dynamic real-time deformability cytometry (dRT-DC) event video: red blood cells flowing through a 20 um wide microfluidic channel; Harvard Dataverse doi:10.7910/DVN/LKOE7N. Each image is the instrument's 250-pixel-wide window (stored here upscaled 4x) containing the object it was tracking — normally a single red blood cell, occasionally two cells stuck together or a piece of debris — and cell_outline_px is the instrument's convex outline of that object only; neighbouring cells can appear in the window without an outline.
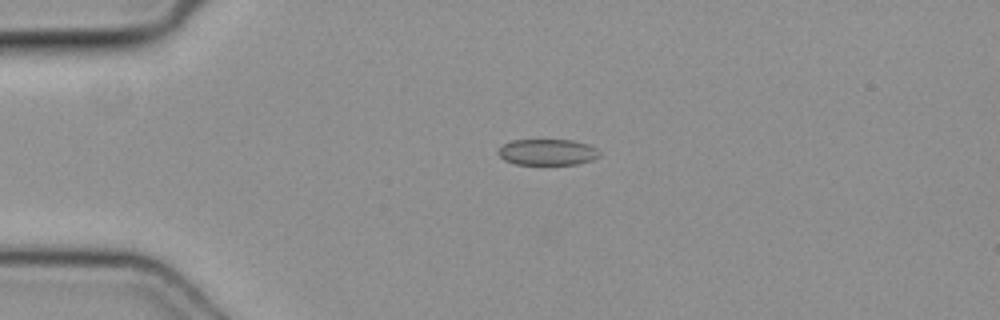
{"species": "common noctule bat (a hibernating species)", "species_latin": "Nyctalus noctula", "temperature_condition": "cold", "stored_images_in_passage": 34, "camera_frame_rate_fps": 3000, "um_per_image_px": 0.085, "animal": {"sex": "female", "body_mass_g": 19.3, "forearm_length_mm": 54.1}, "frame": {"image": 1, "passage_image": 1, "time_ms": 0.0, "image_size_px": [1000, 320], "cell_outline_px": [[600, 156], [592, 160], [576, 164], [516, 164], [504, 160], [496, 152], [504, 144], [512, 140], [572, 140], [588, 144], [596, 148], [600, 152]], "centroid_in_image_um": [46.54, 12.93], "position_along_channel_um": 38.5, "area_um2": 15.37}}
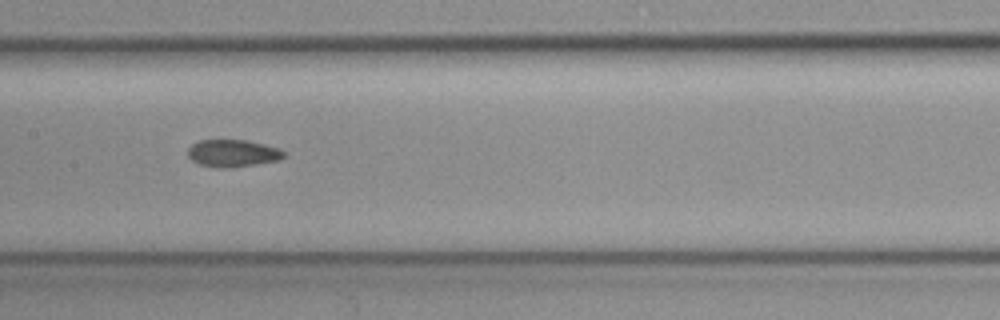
{"frame": {"image": 2, "passage_image": 14, "time_ms": 4.333, "image_size_px": [1000, 320], "cell_outline_px": [[284, 156], [280, 160], [256, 164], [228, 168], [216, 168], [200, 164], [192, 160], [188, 156], [188, 148], [192, 144], [200, 140], [248, 140], [280, 148], [284, 152]], "centroid_in_image_um": [19.79, 13.02], "position_along_channel_um": 187.6, "area_um2": 15.32}}
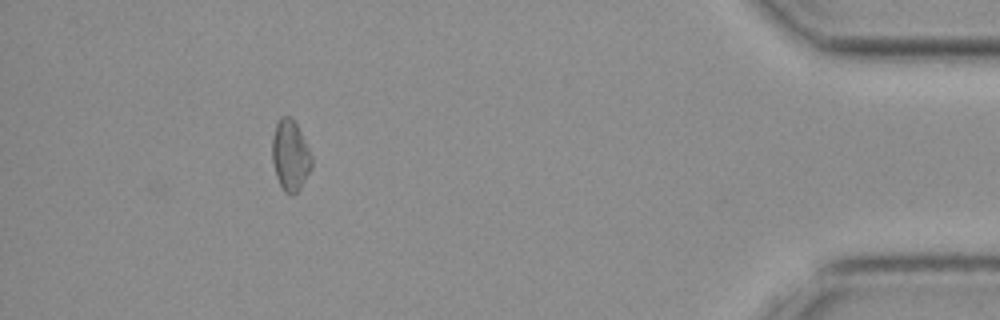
{"frame": {"image": 3, "passage_image": 34, "time_ms": 11.0, "image_size_px": [1000, 320], "cell_outline_px": [[312, 168], [300, 188], [292, 196], [284, 192], [276, 176], [272, 160], [272, 136], [276, 124], [280, 116], [292, 116], [312, 156]], "centroid_in_image_um": [24.66, 13.21], "position_along_channel_um": 410.5, "area_um2": 16.3}}